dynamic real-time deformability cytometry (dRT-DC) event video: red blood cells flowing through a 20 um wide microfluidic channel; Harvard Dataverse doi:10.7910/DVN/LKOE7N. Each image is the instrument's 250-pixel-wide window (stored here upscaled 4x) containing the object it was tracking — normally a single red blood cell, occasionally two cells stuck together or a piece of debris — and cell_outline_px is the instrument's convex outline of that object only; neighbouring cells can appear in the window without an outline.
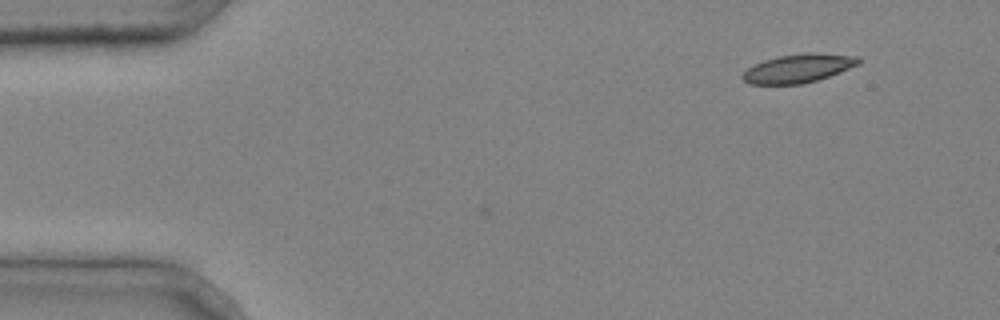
{"species": "common noctule bat (a hibernating species)", "species_latin": "Nyctalus noctula", "temperature_condition": "cold", "stored_images_in_passage": 2, "camera_frame_rate_fps": 3000, "um_per_image_px": 0.085, "animal": {"sex": "male", "body_mass_g": 20.4}, "frame": {"image": 1, "passage_image": 2, "time_ms": 0.333, "image_size_px": [1000, 320], "cell_outline_px": [[860, 64], [840, 72], [816, 80], [800, 84], [748, 84], [740, 76], [748, 68], [764, 60], [776, 56], [808, 52], [816, 52], [856, 56], [860, 60]], "centroid_in_image_um": [67.85, 5.8], "position_along_channel_um": 17.1, "area_um2": 19.31}}